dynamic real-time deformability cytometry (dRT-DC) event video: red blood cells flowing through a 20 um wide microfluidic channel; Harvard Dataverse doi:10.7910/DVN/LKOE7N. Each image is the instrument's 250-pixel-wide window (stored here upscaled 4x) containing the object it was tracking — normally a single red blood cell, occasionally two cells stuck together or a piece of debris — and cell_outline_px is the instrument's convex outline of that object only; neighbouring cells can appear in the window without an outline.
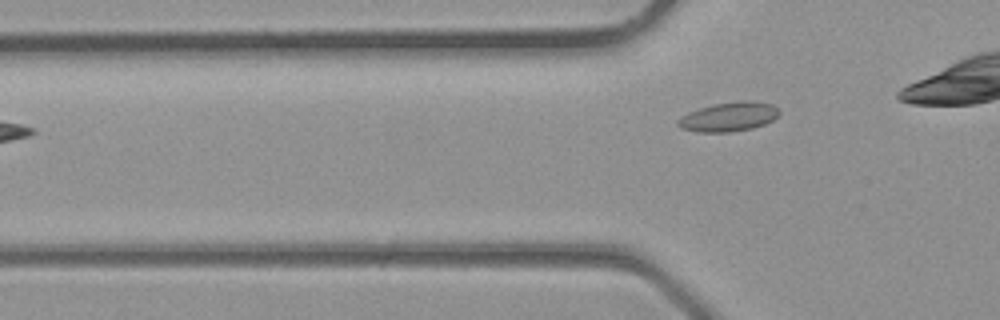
{"species": "common noctule bat (a hibernating species)", "species_latin": "Nyctalus noctula", "temperature_condition": "room temperature", "stored_images_in_passage": 5, "camera_frame_rate_fps": 3000, "um_per_image_px": 0.085, "animal": {"sex": "male", "body_mass_g": 23.1, "forearm_length_mm": 52.7}, "frame": {"image": 1, "passage_image": 3, "time_ms": 0.667, "image_size_px": [1000, 320], "cell_outline_px": [[780, 112], [772, 120], [764, 124], [752, 128], [732, 132], [700, 132], [680, 128], [676, 124], [676, 120], [688, 112], [700, 108], [716, 104], [740, 100], [756, 100], [772, 104], [780, 108]], "centroid_in_image_um": [61.96, 9.91], "position_along_channel_um": 63.8, "area_um2": 17.4}}